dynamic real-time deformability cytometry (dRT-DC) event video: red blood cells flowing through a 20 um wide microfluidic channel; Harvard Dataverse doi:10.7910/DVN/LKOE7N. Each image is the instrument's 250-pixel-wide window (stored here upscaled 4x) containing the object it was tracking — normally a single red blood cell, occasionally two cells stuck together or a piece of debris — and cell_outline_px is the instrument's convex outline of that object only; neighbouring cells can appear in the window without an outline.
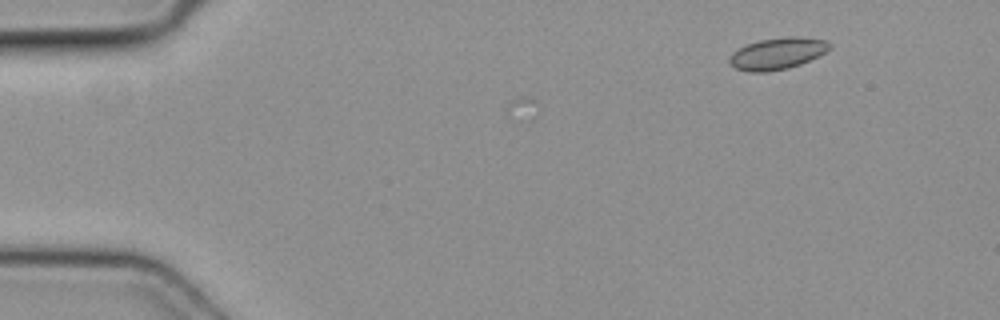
{"species": "common noctule bat (a hibernating species)", "species_latin": "Nyctalus noctula", "temperature_condition": "cold", "stored_images_in_passage": 9, "camera_frame_rate_fps": 3000, "um_per_image_px": 0.085, "animal": {"sex": "female", "body_mass_g": 19.3, "forearm_length_mm": 54.1}, "frame": {"image": 1, "passage_image": 9, "time_ms": 2.667, "image_size_px": [1000, 320], "cell_outline_px": [[832, 48], [800, 64], [788, 68], [768, 72], [748, 72], [736, 68], [728, 64], [728, 60], [732, 52], [748, 44], [760, 40], [788, 36], [800, 36], [828, 40], [832, 44]], "centroid_in_image_um": [66.08, 4.54], "position_along_channel_um": 18.9, "area_um2": 18.55}}